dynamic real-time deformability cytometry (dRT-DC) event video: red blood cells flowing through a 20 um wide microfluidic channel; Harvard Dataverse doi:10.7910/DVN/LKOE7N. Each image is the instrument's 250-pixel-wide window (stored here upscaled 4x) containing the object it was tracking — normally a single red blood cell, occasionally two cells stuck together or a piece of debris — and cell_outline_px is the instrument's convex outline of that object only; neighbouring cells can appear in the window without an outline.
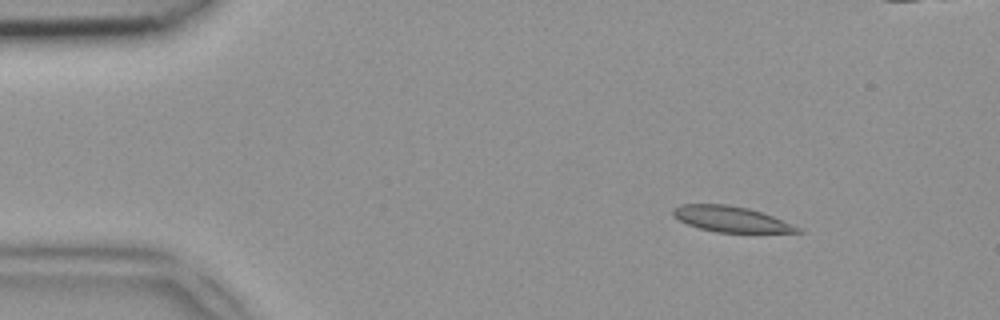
{"species": "common noctule bat (a hibernating species)", "species_latin": "Nyctalus noctula", "temperature_condition": "room temperature", "stored_images_in_passage": 44, "camera_frame_rate_fps": 3000, "um_per_image_px": 0.085, "animal": {"sex": "female", "body_mass_g": 18.4}, "frame": {"image": 1, "passage_image": 1, "time_ms": 0.0, "image_size_px": [1000, 320], "cell_outline_px": [[804, 232], [716, 232], [700, 228], [688, 224], [672, 216], [672, 208], [680, 204], [728, 204], [748, 208], [772, 216], [800, 228]], "centroid_in_image_um": [62.07, 18.61], "position_along_channel_um": 22.9, "area_um2": 18.38}}
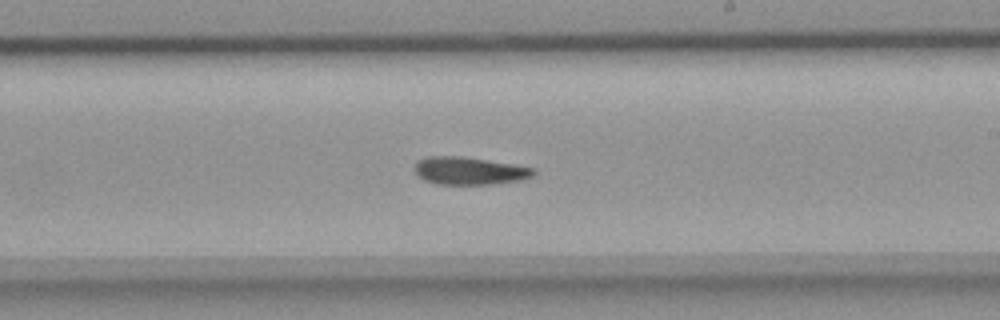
{"frame": {"image": 2, "passage_image": 23, "time_ms": 7.333, "image_size_px": [1000, 320], "cell_outline_px": [[536, 172], [532, 176], [520, 180], [492, 184], [436, 184], [424, 180], [416, 172], [416, 164], [420, 160], [428, 156], [460, 156], [512, 164], [536, 168]], "centroid_in_image_um": [39.92, 14.52], "position_along_channel_um": 249.1, "area_um2": 18.9}}
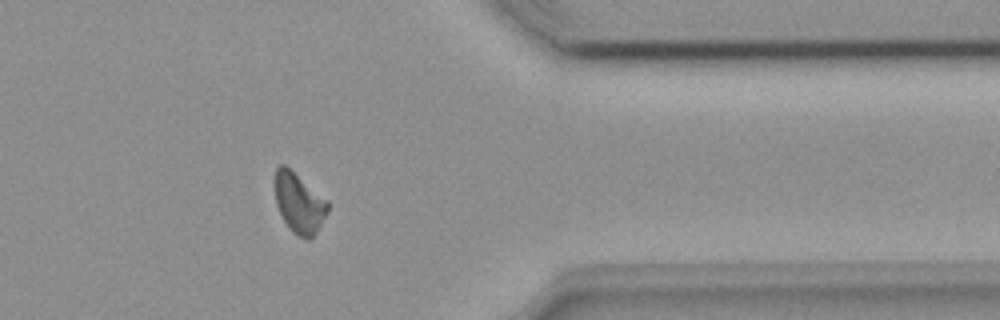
{"frame": {"image": 3, "passage_image": 34, "time_ms": 11.0, "image_size_px": [1000, 320], "cell_outline_px": [[328, 212], [316, 232], [308, 240], [304, 240], [296, 236], [288, 228], [276, 204], [272, 180], [276, 168], [280, 164], [284, 164], [328, 200]], "centroid_in_image_um": [25.38, 17.25], "position_along_channel_um": 386.0, "area_um2": 18.84}}